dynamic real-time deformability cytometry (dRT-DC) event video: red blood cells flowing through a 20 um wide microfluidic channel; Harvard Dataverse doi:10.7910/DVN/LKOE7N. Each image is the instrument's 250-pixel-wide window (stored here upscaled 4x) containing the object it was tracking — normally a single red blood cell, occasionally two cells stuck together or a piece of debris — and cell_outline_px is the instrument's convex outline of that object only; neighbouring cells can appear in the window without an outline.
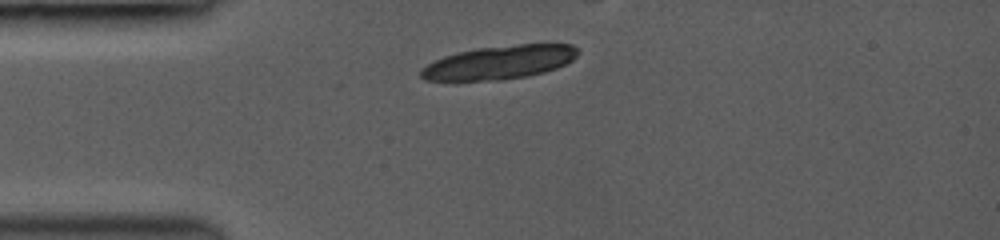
{"species": "common noctule bat (a hibernating species)", "species_latin": "Nyctalus noctula", "temperature_condition": "room temperature", "stored_images_in_passage": 5, "camera_frame_rate_fps": 3000, "um_per_image_px": 0.085, "animal": {"sex": "female", "body_mass_g": 19.0, "forearm_length_mm": 53.3}, "frame": {"image": 1, "passage_image": 1, "time_ms": 0.0, "image_size_px": [1000, 240], "cell_outline_px": [[580, 52], [572, 60], [556, 68], [544, 72], [528, 76], [500, 80], [424, 80], [420, 76], [420, 68], [444, 56], [456, 52], [476, 48], [516, 44], [572, 44]], "centroid_in_image_um": [42.45, 5.29], "position_along_channel_um": 42.6, "area_um2": 30.69}}